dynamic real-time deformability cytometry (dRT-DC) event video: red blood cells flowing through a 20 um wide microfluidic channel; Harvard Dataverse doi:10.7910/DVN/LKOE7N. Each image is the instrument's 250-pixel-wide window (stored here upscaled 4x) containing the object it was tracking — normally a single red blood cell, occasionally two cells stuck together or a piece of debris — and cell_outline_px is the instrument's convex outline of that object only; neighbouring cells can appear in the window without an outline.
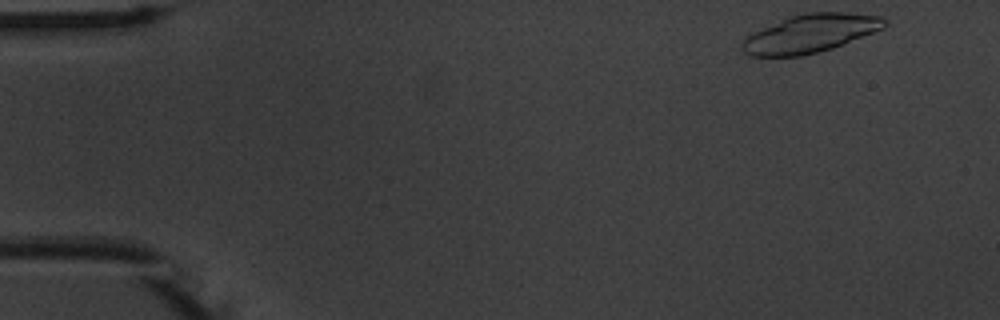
{"species": "common noctule bat (a hibernating species)", "species_latin": "Nyctalus noctula", "temperature_condition": "warm", "stored_images_in_passage": 13, "camera_frame_rate_fps": 3000, "um_per_image_px": 0.085, "animal": {"sex": "male", "body_mass_g": 20.1, "forearm_length_mm": 53.5}, "frame": {"image": 1, "passage_image": 1, "time_ms": 0.0, "image_size_px": [1000, 320], "cell_outline_px": [[888, 24], [884, 28], [832, 48], [800, 56], [748, 56], [740, 48], [740, 44], [752, 32], [788, 16], [808, 12], [844, 12], [880, 16], [888, 20]], "centroid_in_image_um": [68.85, 2.84], "position_along_channel_um": 16.1, "area_um2": 31.73}}